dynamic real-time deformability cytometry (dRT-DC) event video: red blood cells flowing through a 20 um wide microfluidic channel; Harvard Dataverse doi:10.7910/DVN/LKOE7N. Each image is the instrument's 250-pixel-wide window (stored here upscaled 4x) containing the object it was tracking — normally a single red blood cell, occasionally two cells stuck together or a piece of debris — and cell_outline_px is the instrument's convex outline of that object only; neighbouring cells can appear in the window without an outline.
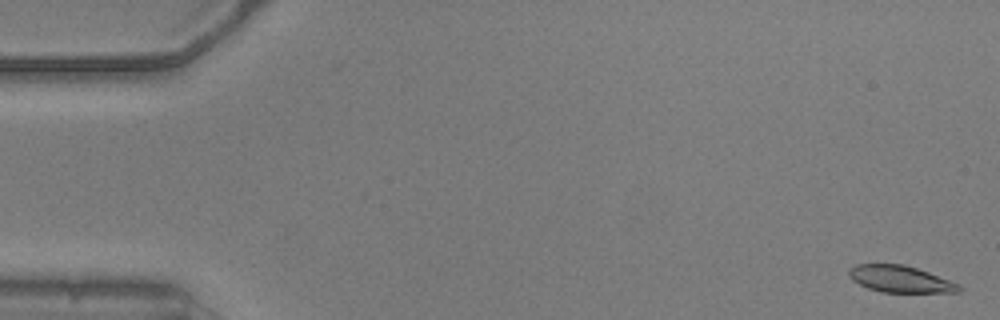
{"species": "common noctule bat (a hibernating species)", "species_latin": "Nyctalus noctula", "temperature_condition": "warm", "stored_images_in_passage": 53, "camera_frame_rate_fps": 3000, "um_per_image_px": 0.085, "animal": {"sex": "male", "body_mass_g": 20.5, "forearm_length_mm": 52.5}, "frame": {"image": 1, "passage_image": 1, "time_ms": 0.0, "image_size_px": [1000, 320], "cell_outline_px": [[964, 288], [960, 292], [880, 292], [868, 288], [852, 280], [848, 272], [856, 264], [904, 264], [928, 272], [960, 284]], "centroid_in_image_um": [76.56, 23.73], "position_along_channel_um": 8.4, "area_um2": 17.05}}
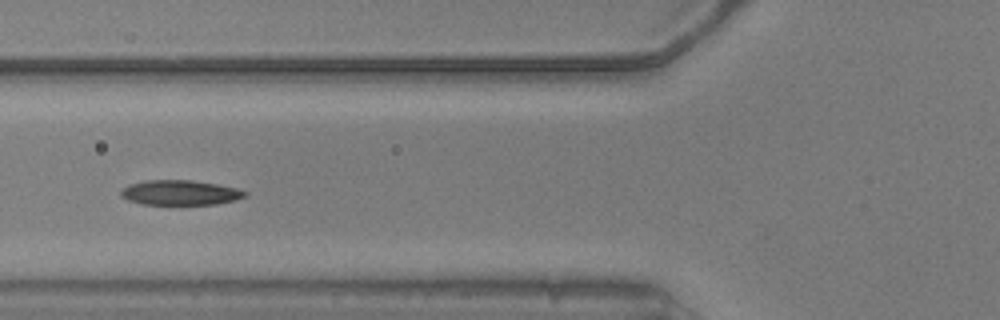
{"frame": {"image": 2, "passage_image": 20, "time_ms": 6.333, "image_size_px": [1000, 320], "cell_outline_px": [[248, 196], [236, 200], [216, 204], [144, 204], [128, 200], [120, 196], [120, 192], [128, 184], [144, 180], [192, 180], [216, 184], [236, 188], [248, 192]], "centroid_in_image_um": [15.32, 16.37], "position_along_channel_um": 110.5, "area_um2": 18.03}}
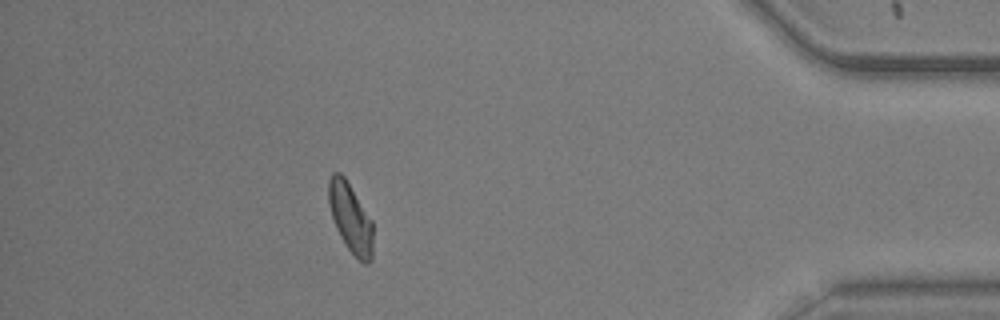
{"frame": {"image": 3, "passage_image": 47, "time_ms": 15.333, "image_size_px": [1000, 320], "cell_outline_px": [[372, 260], [368, 264], [364, 264], [348, 248], [340, 236], [336, 228], [328, 204], [328, 180], [332, 172], [340, 172], [344, 176], [372, 220]], "centroid_in_image_um": [29.78, 18.5], "position_along_channel_um": 405.4, "area_um2": 17.86}, "authors_computed_cell_mechanics": {"area_um2": 18.3226, "velocity_mm_per_s": 3.8087, "shape_relaxation_time_tau1_ms": 3.9445, "shape_relaxation_time_tau2_ms": 2.4844, "deformation_change_tau1": 0.1396, "deformation_change_tau2": 0.0851}}